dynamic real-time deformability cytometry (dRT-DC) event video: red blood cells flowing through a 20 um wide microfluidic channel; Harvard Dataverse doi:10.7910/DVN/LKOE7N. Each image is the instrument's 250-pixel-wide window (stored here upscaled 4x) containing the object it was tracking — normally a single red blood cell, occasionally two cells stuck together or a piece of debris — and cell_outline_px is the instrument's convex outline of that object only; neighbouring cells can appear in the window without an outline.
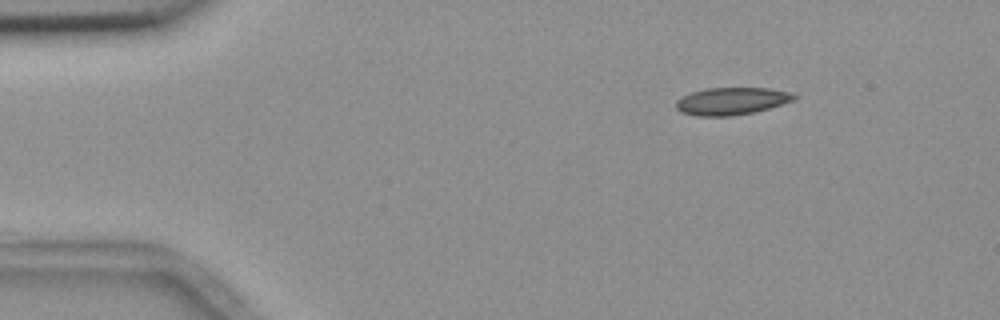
{"species": "common noctule bat (a hibernating species)", "species_latin": "Nyctalus noctula", "temperature_condition": "room temperature", "stored_images_in_passage": 48, "camera_frame_rate_fps": 3000, "um_per_image_px": 0.085, "animal": {"sex": "female", "body_mass_g": 18.4}, "frame": {"image": 1, "passage_image": 1, "time_ms": 0.0, "image_size_px": [1000, 320], "cell_outline_px": [[796, 100], [756, 112], [732, 116], [696, 116], [680, 112], [676, 108], [676, 100], [692, 92], [708, 88], [768, 88], [792, 92], [796, 96]], "centroid_in_image_um": [62.21, 8.6], "position_along_channel_um": 22.8, "area_um2": 18.96}}
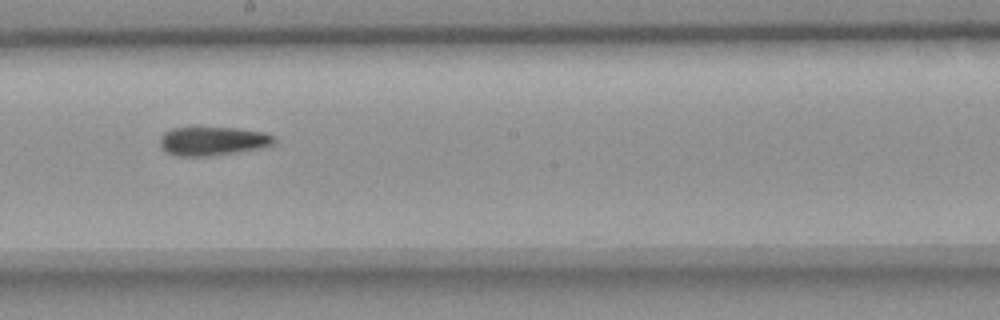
{"frame": {"image": 2, "passage_image": 24, "time_ms": 7.667, "image_size_px": [1000, 320], "cell_outline_px": [[276, 140], [272, 144], [260, 148], [236, 152], [204, 156], [180, 156], [168, 152], [160, 144], [160, 136], [164, 132], [172, 128], [236, 128], [264, 132], [276, 136]], "centroid_in_image_um": [18.11, 11.98], "position_along_channel_um": 230.1, "area_um2": 18.84}}
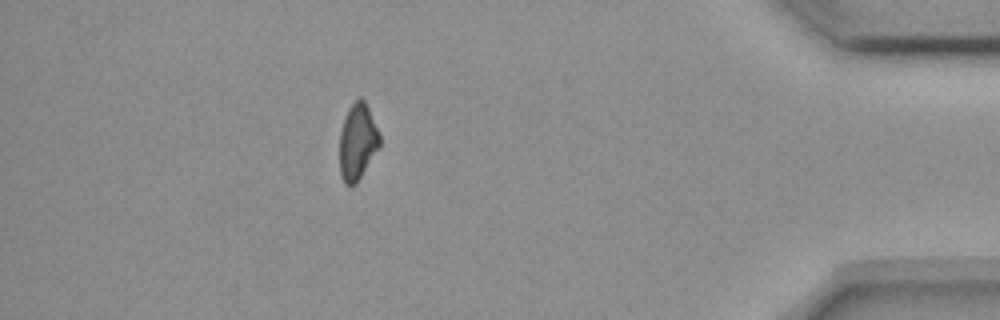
{"frame": {"image": 3, "passage_image": 42, "time_ms": 13.667, "image_size_px": [1000, 320], "cell_outline_px": [[380, 148], [356, 184], [344, 184], [340, 176], [340, 132], [348, 108], [360, 96], [364, 100], [380, 132]], "centroid_in_image_um": [30.41, 12.07], "position_along_channel_um": 404.8, "area_um2": 17.92}}